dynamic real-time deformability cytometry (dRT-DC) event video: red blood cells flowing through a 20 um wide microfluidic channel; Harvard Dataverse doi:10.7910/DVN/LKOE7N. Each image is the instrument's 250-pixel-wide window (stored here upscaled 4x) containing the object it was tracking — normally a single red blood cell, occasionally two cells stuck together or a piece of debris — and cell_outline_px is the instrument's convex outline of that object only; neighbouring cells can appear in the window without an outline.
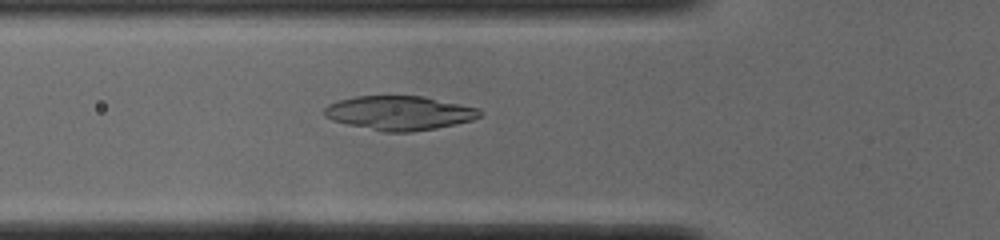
{"species": "common noctule bat (a hibernating species)", "species_latin": "Nyctalus noctula", "temperature_condition": "cold", "stored_images_in_passage": 51, "camera_frame_rate_fps": 3000, "um_per_image_px": 0.085, "animal": {"sex": "male", "body_mass_g": 19.0, "forearm_length_mm": 50.8}, "frame": {"image": 1, "passage_image": 17, "time_ms": 5.333, "image_size_px": [1000, 240], "cell_outline_px": [[480, 116], [472, 120], [456, 124], [436, 128], [412, 132], [384, 132], [348, 124], [332, 120], [324, 116], [324, 108], [328, 104], [340, 100], [356, 96], [424, 96], [476, 108], [480, 112]], "centroid_in_image_um": [33.91, 9.6], "position_along_channel_um": 91.9, "area_um2": 30.69}}
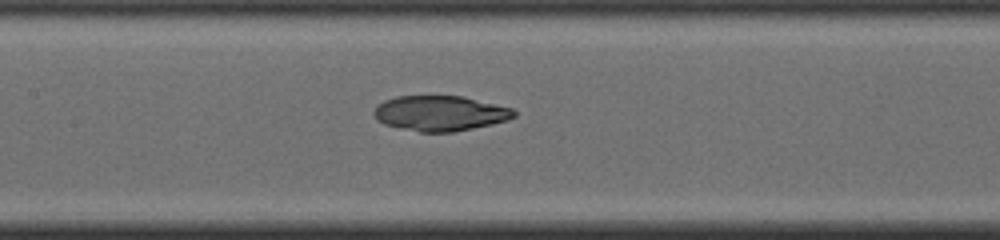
{"frame": {"image": 2, "passage_image": 23, "time_ms": 7.333, "image_size_px": [1000, 240], "cell_outline_px": [[516, 116], [508, 120], [492, 124], [452, 132], [420, 132], [400, 128], [384, 124], [376, 120], [372, 112], [384, 100], [396, 96], [464, 96], [512, 108], [516, 112]], "centroid_in_image_um": [37.41, 9.63], "position_along_channel_um": 170.0, "area_um2": 28.78}}
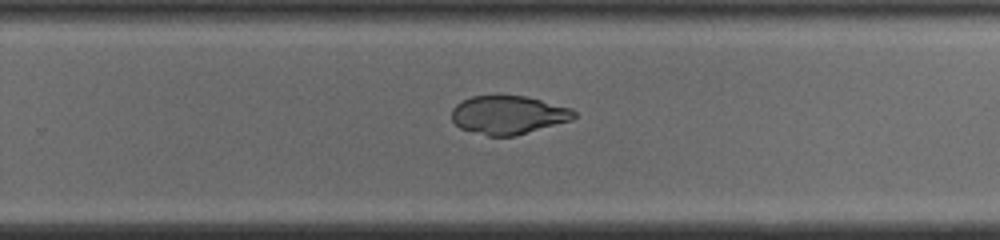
{"frame": {"image": 3, "passage_image": 32, "time_ms": 10.333, "image_size_px": [1000, 240], "cell_outline_px": [[576, 116], [572, 120], [516, 136], [488, 136], [460, 128], [452, 120], [452, 108], [456, 104], [472, 96], [524, 96], [572, 108], [576, 112]], "centroid_in_image_um": [43.22, 9.78], "position_along_channel_um": 286.6, "area_um2": 27.34}, "authors_computed_cell_mechanics": {"area_um2": 28.9, "velocity_mm_per_s": 3.8979, "shape_relaxation_time_tau1_ms": null, "shape_relaxation_time_tau2_ms": 2.0963, "deformation_change_tau1": null, "deformation_change_tau2": 0.0441}}